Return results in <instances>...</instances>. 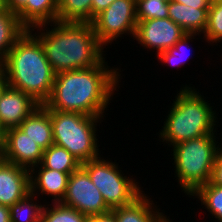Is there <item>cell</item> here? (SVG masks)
Returning a JSON list of instances; mask_svg holds the SVG:
<instances>
[{"instance_id":"1","label":"cell","mask_w":222,"mask_h":222,"mask_svg":"<svg viewBox=\"0 0 222 222\" xmlns=\"http://www.w3.org/2000/svg\"><path fill=\"white\" fill-rule=\"evenodd\" d=\"M105 63L104 58L98 65L88 69L57 73L51 96L44 106L48 110L103 118L104 110L110 104L111 95L120 81L119 69L109 70Z\"/></svg>"},{"instance_id":"2","label":"cell","mask_w":222,"mask_h":222,"mask_svg":"<svg viewBox=\"0 0 222 222\" xmlns=\"http://www.w3.org/2000/svg\"><path fill=\"white\" fill-rule=\"evenodd\" d=\"M49 24H52L51 27L54 28L47 30L46 25ZM34 29H41L38 35L36 32L33 35L41 43L46 59L56 74L63 71L88 69L98 65L104 59L102 53L104 47L100 44L91 23L57 20L28 30L34 31Z\"/></svg>"},{"instance_id":"3","label":"cell","mask_w":222,"mask_h":222,"mask_svg":"<svg viewBox=\"0 0 222 222\" xmlns=\"http://www.w3.org/2000/svg\"><path fill=\"white\" fill-rule=\"evenodd\" d=\"M32 33L27 29L15 42L0 69L8 86L44 105L51 96L56 73L46 59L41 43Z\"/></svg>"},{"instance_id":"4","label":"cell","mask_w":222,"mask_h":222,"mask_svg":"<svg viewBox=\"0 0 222 222\" xmlns=\"http://www.w3.org/2000/svg\"><path fill=\"white\" fill-rule=\"evenodd\" d=\"M175 97L160 131L162 142L174 146L205 135H215L216 112L196 89L185 86Z\"/></svg>"},{"instance_id":"5","label":"cell","mask_w":222,"mask_h":222,"mask_svg":"<svg viewBox=\"0 0 222 222\" xmlns=\"http://www.w3.org/2000/svg\"><path fill=\"white\" fill-rule=\"evenodd\" d=\"M215 137L205 135L173 146L175 173L187 195L191 196L211 180L214 162L220 151Z\"/></svg>"},{"instance_id":"6","label":"cell","mask_w":222,"mask_h":222,"mask_svg":"<svg viewBox=\"0 0 222 222\" xmlns=\"http://www.w3.org/2000/svg\"><path fill=\"white\" fill-rule=\"evenodd\" d=\"M50 118L55 145L65 148L81 164L100 156L95 134L100 117L50 110Z\"/></svg>"},{"instance_id":"7","label":"cell","mask_w":222,"mask_h":222,"mask_svg":"<svg viewBox=\"0 0 222 222\" xmlns=\"http://www.w3.org/2000/svg\"><path fill=\"white\" fill-rule=\"evenodd\" d=\"M81 167L88 173L111 210L131 204L144 192L140 190L138 182L123 176L118 164L113 162L97 157L82 163Z\"/></svg>"},{"instance_id":"8","label":"cell","mask_w":222,"mask_h":222,"mask_svg":"<svg viewBox=\"0 0 222 222\" xmlns=\"http://www.w3.org/2000/svg\"><path fill=\"white\" fill-rule=\"evenodd\" d=\"M91 24L102 46L125 33L134 37L137 25L136 0H114L94 17Z\"/></svg>"},{"instance_id":"9","label":"cell","mask_w":222,"mask_h":222,"mask_svg":"<svg viewBox=\"0 0 222 222\" xmlns=\"http://www.w3.org/2000/svg\"><path fill=\"white\" fill-rule=\"evenodd\" d=\"M61 204L74 208L87 217L111 211L99 189L92 183L88 173L81 166L69 175L67 191Z\"/></svg>"},{"instance_id":"10","label":"cell","mask_w":222,"mask_h":222,"mask_svg":"<svg viewBox=\"0 0 222 222\" xmlns=\"http://www.w3.org/2000/svg\"><path fill=\"white\" fill-rule=\"evenodd\" d=\"M4 161L31 170L43 158V149L19 127L7 129L0 134Z\"/></svg>"},{"instance_id":"11","label":"cell","mask_w":222,"mask_h":222,"mask_svg":"<svg viewBox=\"0 0 222 222\" xmlns=\"http://www.w3.org/2000/svg\"><path fill=\"white\" fill-rule=\"evenodd\" d=\"M185 34L184 30L168 17L139 21L134 38L143 47L157 50L158 55L173 47Z\"/></svg>"},{"instance_id":"12","label":"cell","mask_w":222,"mask_h":222,"mask_svg":"<svg viewBox=\"0 0 222 222\" xmlns=\"http://www.w3.org/2000/svg\"><path fill=\"white\" fill-rule=\"evenodd\" d=\"M39 106L28 94L7 85L0 97V134L19 127Z\"/></svg>"},{"instance_id":"13","label":"cell","mask_w":222,"mask_h":222,"mask_svg":"<svg viewBox=\"0 0 222 222\" xmlns=\"http://www.w3.org/2000/svg\"><path fill=\"white\" fill-rule=\"evenodd\" d=\"M30 193V170L4 161L0 165V204L10 207Z\"/></svg>"},{"instance_id":"14","label":"cell","mask_w":222,"mask_h":222,"mask_svg":"<svg viewBox=\"0 0 222 222\" xmlns=\"http://www.w3.org/2000/svg\"><path fill=\"white\" fill-rule=\"evenodd\" d=\"M39 165L30 170V192L34 195L38 191L44 195H52L53 203H61L67 191L69 174L45 168L41 163ZM36 167L39 168L38 171L35 170Z\"/></svg>"},{"instance_id":"15","label":"cell","mask_w":222,"mask_h":222,"mask_svg":"<svg viewBox=\"0 0 222 222\" xmlns=\"http://www.w3.org/2000/svg\"><path fill=\"white\" fill-rule=\"evenodd\" d=\"M209 8L186 6L175 1L168 2V17L178 24L186 34L204 33L208 22Z\"/></svg>"},{"instance_id":"16","label":"cell","mask_w":222,"mask_h":222,"mask_svg":"<svg viewBox=\"0 0 222 222\" xmlns=\"http://www.w3.org/2000/svg\"><path fill=\"white\" fill-rule=\"evenodd\" d=\"M19 128L43 150L54 144L50 110L44 105H40L30 116L26 117Z\"/></svg>"},{"instance_id":"17","label":"cell","mask_w":222,"mask_h":222,"mask_svg":"<svg viewBox=\"0 0 222 222\" xmlns=\"http://www.w3.org/2000/svg\"><path fill=\"white\" fill-rule=\"evenodd\" d=\"M145 195L142 193L127 206L112 209L117 222H170L162 212L154 211L153 201Z\"/></svg>"},{"instance_id":"18","label":"cell","mask_w":222,"mask_h":222,"mask_svg":"<svg viewBox=\"0 0 222 222\" xmlns=\"http://www.w3.org/2000/svg\"><path fill=\"white\" fill-rule=\"evenodd\" d=\"M58 0H31L17 13L27 28L57 21Z\"/></svg>"},{"instance_id":"19","label":"cell","mask_w":222,"mask_h":222,"mask_svg":"<svg viewBox=\"0 0 222 222\" xmlns=\"http://www.w3.org/2000/svg\"><path fill=\"white\" fill-rule=\"evenodd\" d=\"M26 30L17 14L6 7L0 11V64Z\"/></svg>"},{"instance_id":"20","label":"cell","mask_w":222,"mask_h":222,"mask_svg":"<svg viewBox=\"0 0 222 222\" xmlns=\"http://www.w3.org/2000/svg\"><path fill=\"white\" fill-rule=\"evenodd\" d=\"M41 164L45 168L68 173L69 175L81 166V163L71 153L55 144L43 150Z\"/></svg>"},{"instance_id":"21","label":"cell","mask_w":222,"mask_h":222,"mask_svg":"<svg viewBox=\"0 0 222 222\" xmlns=\"http://www.w3.org/2000/svg\"><path fill=\"white\" fill-rule=\"evenodd\" d=\"M92 0H58L57 20L91 23Z\"/></svg>"},{"instance_id":"22","label":"cell","mask_w":222,"mask_h":222,"mask_svg":"<svg viewBox=\"0 0 222 222\" xmlns=\"http://www.w3.org/2000/svg\"><path fill=\"white\" fill-rule=\"evenodd\" d=\"M32 198L36 196L30 192L9 207L11 222H41L44 205L37 204Z\"/></svg>"},{"instance_id":"23","label":"cell","mask_w":222,"mask_h":222,"mask_svg":"<svg viewBox=\"0 0 222 222\" xmlns=\"http://www.w3.org/2000/svg\"><path fill=\"white\" fill-rule=\"evenodd\" d=\"M191 196H197L210 214L214 215L217 221L222 222V186L214 185L209 181L200 186Z\"/></svg>"},{"instance_id":"24","label":"cell","mask_w":222,"mask_h":222,"mask_svg":"<svg viewBox=\"0 0 222 222\" xmlns=\"http://www.w3.org/2000/svg\"><path fill=\"white\" fill-rule=\"evenodd\" d=\"M53 207L44 205L41 222H87V216L74 208L67 207L61 203H53Z\"/></svg>"},{"instance_id":"25","label":"cell","mask_w":222,"mask_h":222,"mask_svg":"<svg viewBox=\"0 0 222 222\" xmlns=\"http://www.w3.org/2000/svg\"><path fill=\"white\" fill-rule=\"evenodd\" d=\"M168 18V2L162 0H136V19Z\"/></svg>"},{"instance_id":"26","label":"cell","mask_w":222,"mask_h":222,"mask_svg":"<svg viewBox=\"0 0 222 222\" xmlns=\"http://www.w3.org/2000/svg\"><path fill=\"white\" fill-rule=\"evenodd\" d=\"M204 38L210 43L222 40V0H212L210 4Z\"/></svg>"},{"instance_id":"27","label":"cell","mask_w":222,"mask_h":222,"mask_svg":"<svg viewBox=\"0 0 222 222\" xmlns=\"http://www.w3.org/2000/svg\"><path fill=\"white\" fill-rule=\"evenodd\" d=\"M195 34H185L180 40H178L173 47L168 48L165 51L160 52L157 55V58L160 59L163 63H168L171 66H181L185 63V60L190 56L185 54L186 56L180 54L183 53V51H186V46H188L187 42H190V40L194 39ZM182 50V51H181ZM188 50V49H187ZM189 51V50H188ZM185 53V52H184ZM182 55V56H181ZM184 56V57H183ZM188 56V57H187ZM187 57V58H186ZM186 58V59H185ZM185 59V60H184Z\"/></svg>"},{"instance_id":"28","label":"cell","mask_w":222,"mask_h":222,"mask_svg":"<svg viewBox=\"0 0 222 222\" xmlns=\"http://www.w3.org/2000/svg\"><path fill=\"white\" fill-rule=\"evenodd\" d=\"M210 182L214 185L222 186V152L221 151H219V153L216 156Z\"/></svg>"},{"instance_id":"29","label":"cell","mask_w":222,"mask_h":222,"mask_svg":"<svg viewBox=\"0 0 222 222\" xmlns=\"http://www.w3.org/2000/svg\"><path fill=\"white\" fill-rule=\"evenodd\" d=\"M114 0H92L91 4V22L95 16L108 8Z\"/></svg>"},{"instance_id":"30","label":"cell","mask_w":222,"mask_h":222,"mask_svg":"<svg viewBox=\"0 0 222 222\" xmlns=\"http://www.w3.org/2000/svg\"><path fill=\"white\" fill-rule=\"evenodd\" d=\"M181 4H185L186 6L197 7L199 8H210V4L212 0H171Z\"/></svg>"},{"instance_id":"31","label":"cell","mask_w":222,"mask_h":222,"mask_svg":"<svg viewBox=\"0 0 222 222\" xmlns=\"http://www.w3.org/2000/svg\"><path fill=\"white\" fill-rule=\"evenodd\" d=\"M31 0H5V7L17 14Z\"/></svg>"},{"instance_id":"32","label":"cell","mask_w":222,"mask_h":222,"mask_svg":"<svg viewBox=\"0 0 222 222\" xmlns=\"http://www.w3.org/2000/svg\"><path fill=\"white\" fill-rule=\"evenodd\" d=\"M87 222H117L114 214L110 211L106 214L90 216Z\"/></svg>"},{"instance_id":"33","label":"cell","mask_w":222,"mask_h":222,"mask_svg":"<svg viewBox=\"0 0 222 222\" xmlns=\"http://www.w3.org/2000/svg\"><path fill=\"white\" fill-rule=\"evenodd\" d=\"M0 222H11L9 207L2 204H0Z\"/></svg>"},{"instance_id":"34","label":"cell","mask_w":222,"mask_h":222,"mask_svg":"<svg viewBox=\"0 0 222 222\" xmlns=\"http://www.w3.org/2000/svg\"><path fill=\"white\" fill-rule=\"evenodd\" d=\"M7 82H6V78H5V74L3 73V71L0 69V97L2 95V92L4 90V88L7 86Z\"/></svg>"},{"instance_id":"35","label":"cell","mask_w":222,"mask_h":222,"mask_svg":"<svg viewBox=\"0 0 222 222\" xmlns=\"http://www.w3.org/2000/svg\"><path fill=\"white\" fill-rule=\"evenodd\" d=\"M5 8V0H0V11Z\"/></svg>"},{"instance_id":"36","label":"cell","mask_w":222,"mask_h":222,"mask_svg":"<svg viewBox=\"0 0 222 222\" xmlns=\"http://www.w3.org/2000/svg\"><path fill=\"white\" fill-rule=\"evenodd\" d=\"M4 162V159L2 158V152H1V144H0V165Z\"/></svg>"}]
</instances>
